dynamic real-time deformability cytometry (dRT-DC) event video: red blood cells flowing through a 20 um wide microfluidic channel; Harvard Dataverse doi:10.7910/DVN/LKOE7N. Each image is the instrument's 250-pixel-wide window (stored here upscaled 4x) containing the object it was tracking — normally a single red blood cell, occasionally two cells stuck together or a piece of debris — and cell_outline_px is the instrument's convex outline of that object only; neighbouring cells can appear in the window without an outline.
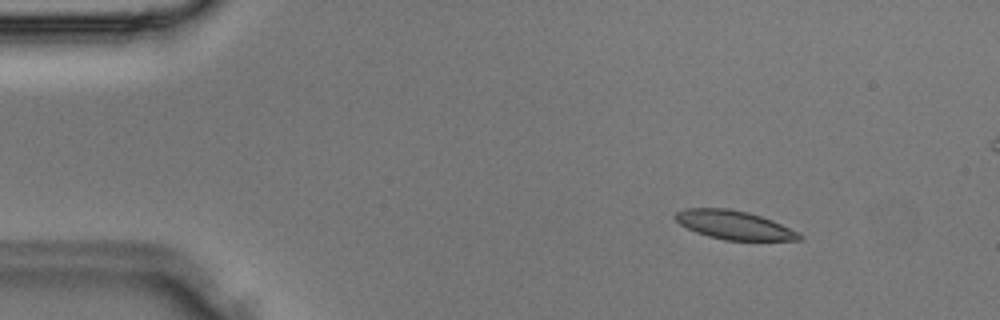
{"species": "Egyptian fruit bat (a non-hibernating species)", "species_latin": "Rousettus aegyptiacus", "temperature_condition": "room temperature", "stored_images_in_passage": 36, "segment_of_instrument_passage": [1, 2], "camera_frame_rate_fps": 3000, "um_per_image_px": 0.085, "animal": {"sex": "male"}, "frame": {"image": 1, "passage_image": 4, "time_ms": 1.0, "image_size_px": [1000, 320], "cell_outline_px": [[804, 236], [800, 240], [724, 240], [708, 236], [696, 232], [680, 224], [672, 216], [676, 212], [684, 208], [728, 208], [748, 212], [772, 220]], "centroid_in_image_um": [62.34, 19.12], "position_along_channel_um": 22.7, "area_um2": 20.58}}
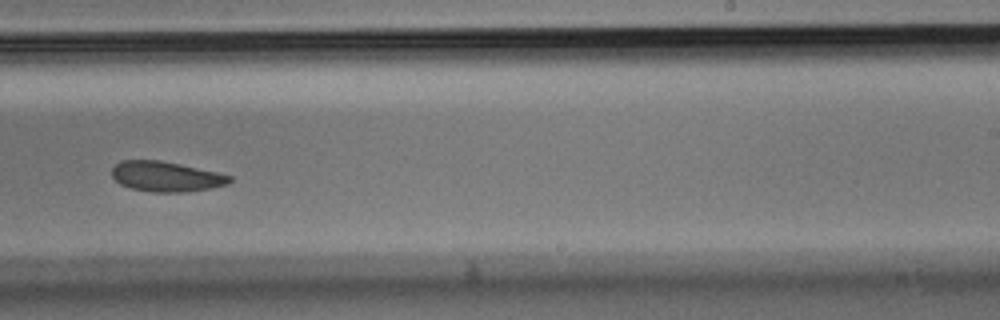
{"frame": {"image": 2, "passage_image": 22, "time_ms": 7.0, "image_size_px": [1000, 320], "cell_outline_px": [[232, 180], [228, 184], [212, 188], [188, 192], [152, 192], [132, 188], [120, 184], [112, 176], [112, 168], [120, 160], [160, 160], [180, 164], [216, 172], [232, 176]], "centroid_in_image_um": [14.12, 15.01], "position_along_channel_um": 274.9, "area_um2": 20.69}}
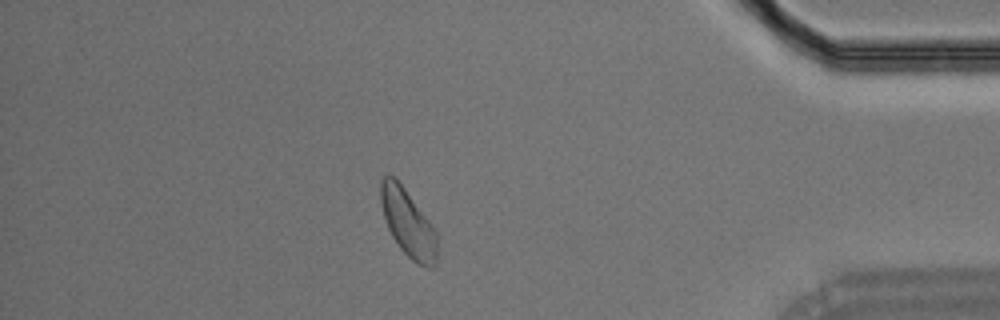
{"frame": {"image": 3, "passage_image": 31, "time_ms": 10.0, "image_size_px": [1000, 320], "cell_outline_px": [[436, 260], [432, 268], [428, 268], [416, 264], [400, 248], [392, 236], [388, 228], [384, 216], [380, 200], [380, 180], [384, 176], [392, 176], [404, 188], [432, 224], [436, 232]], "centroid_in_image_um": [34.67, 18.98], "position_along_channel_um": 400.5, "area_um2": 21.79}}